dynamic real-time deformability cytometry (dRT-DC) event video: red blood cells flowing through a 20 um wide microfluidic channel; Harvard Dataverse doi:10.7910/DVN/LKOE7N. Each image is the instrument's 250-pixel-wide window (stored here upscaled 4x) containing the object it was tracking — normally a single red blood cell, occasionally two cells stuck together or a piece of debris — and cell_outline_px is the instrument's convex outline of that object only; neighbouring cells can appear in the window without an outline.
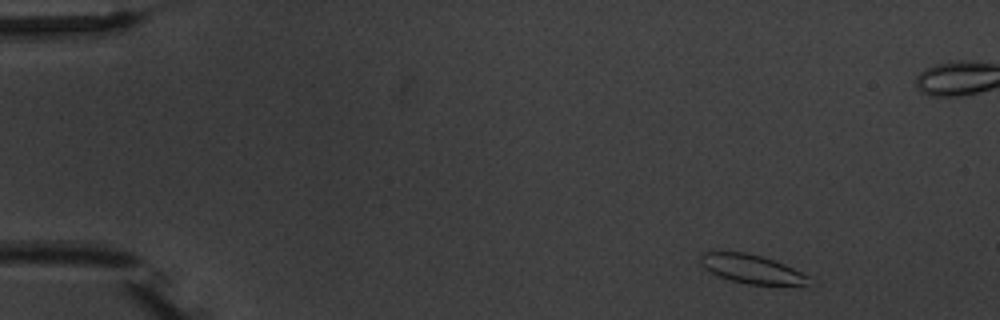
{"species": "common noctule bat (a hibernating species)", "species_latin": "Nyctalus noctula", "temperature_condition": "warm", "stored_images_in_passage": 5, "camera_frame_rate_fps": 3000, "um_per_image_px": 0.085, "animal": {"sex": "male", "body_mass_g": 20.1, "forearm_length_mm": 53.5}, "frame": {"image": 1, "passage_image": 1, "time_ms": 0.0, "image_size_px": [1000, 320], "cell_outline_px": [[820, 284], [748, 284], [732, 280], [720, 276], [704, 268], [700, 264], [700, 252], [744, 252], [760, 256], [784, 264], [808, 276]], "centroid_in_image_um": [63.91, 22.86], "position_along_channel_um": 21.1, "area_um2": 17.92}}